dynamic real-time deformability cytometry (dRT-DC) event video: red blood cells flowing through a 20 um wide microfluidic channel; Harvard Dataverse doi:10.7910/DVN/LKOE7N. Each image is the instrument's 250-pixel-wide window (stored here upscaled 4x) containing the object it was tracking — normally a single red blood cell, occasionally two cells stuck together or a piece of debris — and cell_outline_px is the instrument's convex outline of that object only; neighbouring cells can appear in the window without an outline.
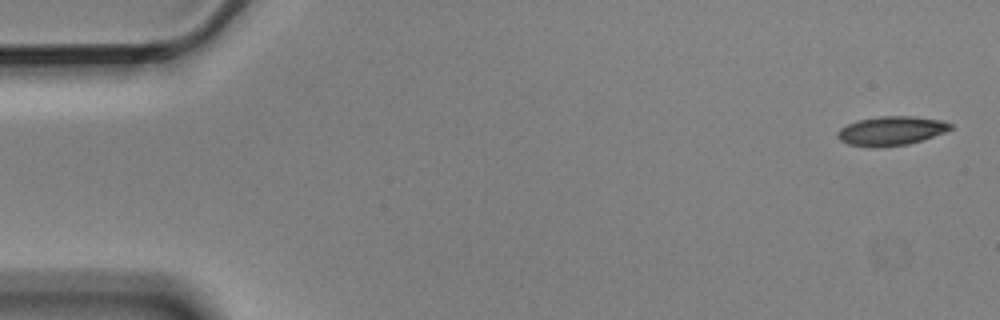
{"species": "Egyptian fruit bat (a non-hibernating species)", "species_latin": "Rousettus aegyptiacus", "temperature_condition": "cold", "stored_images_in_passage": 6, "camera_frame_rate_fps": 3000, "um_per_image_px": 0.085, "animal": {"sex": "male"}, "frame": {"image": 1, "passage_image": 1, "time_ms": 0.0, "image_size_px": [1000, 320], "cell_outline_px": [[956, 128], [908, 144], [872, 148], [848, 144], [840, 140], [836, 136], [836, 132], [840, 128], [848, 124], [860, 120], [880, 116], [912, 116], [944, 120], [952, 124]], "centroid_in_image_um": [75.76, 11.12], "position_along_channel_um": 9.2, "area_um2": 19.19}}
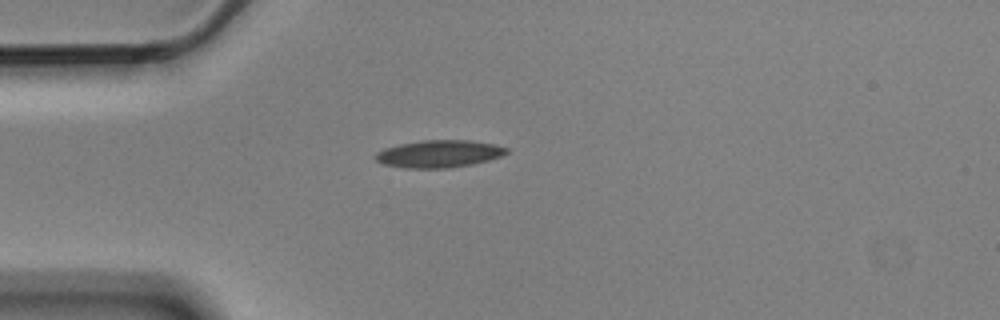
{"frame": {"image": 2, "passage_image": 4, "time_ms": 1.0, "image_size_px": [1000, 320], "cell_outline_px": [[508, 152], [500, 156], [488, 160], [472, 164], [448, 168], [404, 168], [384, 164], [376, 160], [372, 156], [376, 152], [384, 148], [400, 144], [420, 140], [468, 140], [496, 144], [508, 148]], "centroid_in_image_um": [37.29, 13.07], "position_along_channel_um": 47.7, "area_um2": 20.98}}
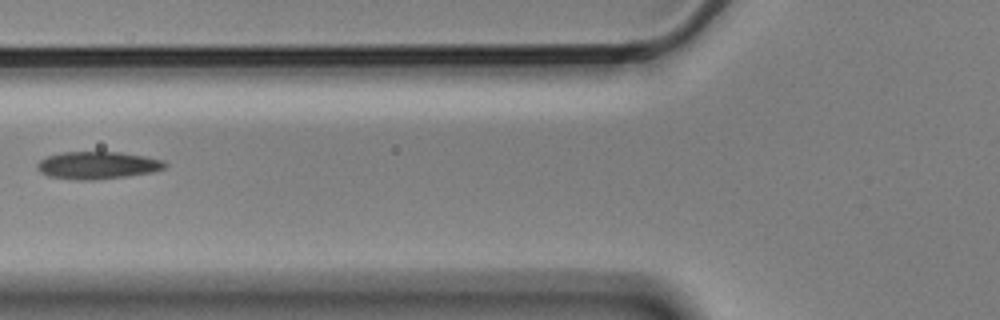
{"frame": {"image": 3, "passage_image": 6, "time_ms": 1.667, "image_size_px": [1000, 320], "cell_outline_px": [[168, 164], [164, 168], [152, 172], [124, 176], [92, 180], [76, 180], [48, 176], [40, 172], [36, 168], [36, 164], [40, 160], [48, 156], [60, 152], [120, 152], [144, 156], [164, 160]], "centroid_in_image_um": [8.26, 14.04], "position_along_channel_um": 117.5, "area_um2": 20.4}}